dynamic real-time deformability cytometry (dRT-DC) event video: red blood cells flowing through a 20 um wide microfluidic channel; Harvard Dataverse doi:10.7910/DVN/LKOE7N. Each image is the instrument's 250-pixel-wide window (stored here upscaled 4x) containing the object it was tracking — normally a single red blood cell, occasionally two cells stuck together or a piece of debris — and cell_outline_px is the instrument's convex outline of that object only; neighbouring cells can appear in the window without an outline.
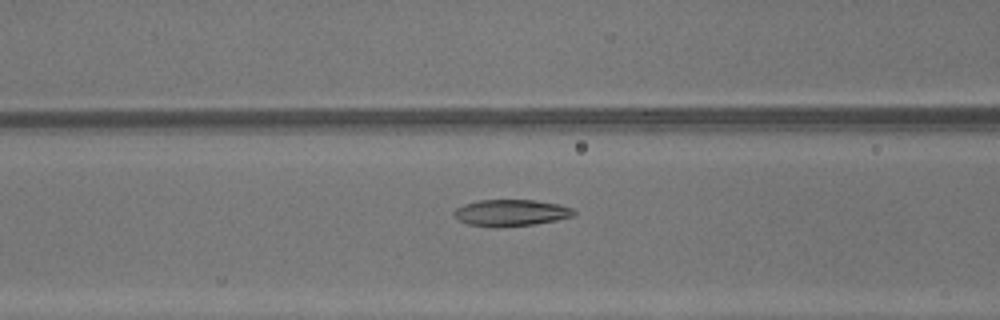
{"species": "common noctule bat (a hibernating species)", "species_latin": "Nyctalus noctula", "temperature_condition": "warm", "stored_images_in_passage": 41, "camera_frame_rate_fps": 3000, "um_per_image_px": 0.085, "animal": {"sex": "male", "body_mass_g": 13.3}, "frame": {"image": 1, "passage_image": 13, "time_ms": 4.0, "image_size_px": [1000, 320], "cell_outline_px": [[576, 212], [572, 216], [556, 220], [532, 224], [468, 224], [456, 220], [452, 216], [452, 212], [456, 208], [464, 204], [480, 200], [532, 200], [556, 204], [572, 208]], "centroid_in_image_um": [43.39, 18.04], "position_along_channel_um": 123.2, "area_um2": 17.63}}
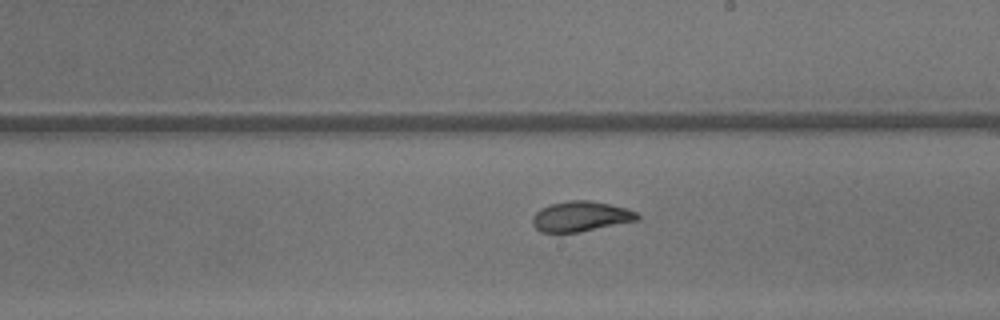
{"frame": {"image": 2, "passage_image": 21, "time_ms": 6.667, "image_size_px": [1000, 320], "cell_outline_px": [[640, 220], [580, 232], [540, 232], [532, 224], [532, 216], [540, 208], [548, 204], [572, 200], [588, 200], [608, 204], [624, 208], [636, 212], [640, 216]], "centroid_in_image_um": [49.34, 18.4], "position_along_channel_um": 239.7, "area_um2": 18.5}}
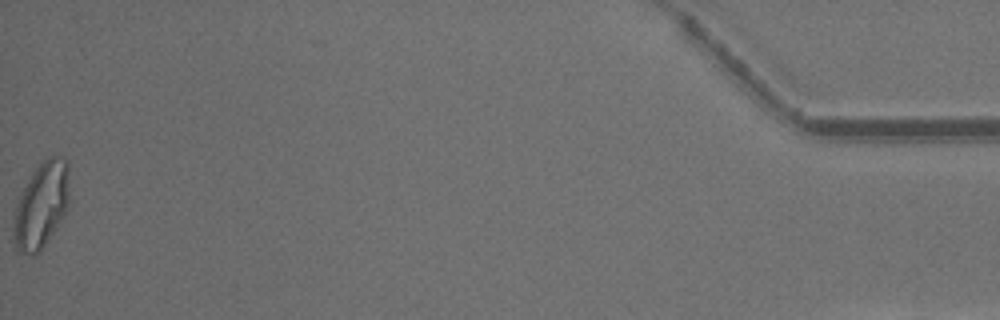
{"frame": {"image": 3, "passage_image": 41, "time_ms": 13.333, "image_size_px": [1000, 320], "cell_outline_px": [[72, 200], [68, 208], [40, 252], [32, 256], [24, 256], [20, 252], [16, 244], [12, 232], [12, 220], [16, 204], [32, 172], [40, 160], [56, 152], [64, 156], [68, 160]], "centroid_in_image_um": [3.57, 17.36], "position_along_channel_um": 431.6, "area_um2": 29.13}, "authors_computed_cell_mechanics": {"area_um2": 19.7098, "velocity_mm_per_s": 4.3667, "shape_relaxation_time_tau1_ms": 4.129, "shape_relaxation_time_tau2_ms": 0.9856, "deformation_change_tau1": 0.1681, "deformation_change_tau2": 0.0668}}